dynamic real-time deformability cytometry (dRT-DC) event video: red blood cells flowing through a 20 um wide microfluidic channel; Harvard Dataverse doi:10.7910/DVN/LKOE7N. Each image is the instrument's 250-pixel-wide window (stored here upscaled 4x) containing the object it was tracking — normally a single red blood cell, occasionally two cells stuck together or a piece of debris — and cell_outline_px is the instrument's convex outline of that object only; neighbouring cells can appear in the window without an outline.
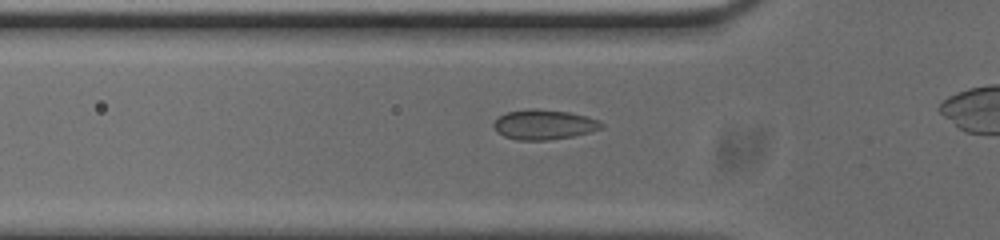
{"species": "common noctule bat (a hibernating species)", "species_latin": "Nyctalus noctula", "temperature_condition": "cold", "stored_images_in_passage": 34, "camera_frame_rate_fps": 3000, "um_per_image_px": 0.085, "animal": {"sex": "male", "body_mass_g": 20.0, "forearm_length_mm": 53.3}, "frame": {"image": 1, "passage_image": 9, "time_ms": 2.667, "image_size_px": [1000, 240], "cell_outline_px": [[604, 128], [592, 132], [572, 136], [548, 140], [516, 140], [504, 136], [496, 132], [492, 124], [500, 116], [508, 112], [528, 108], [536, 108], [568, 112], [588, 116], [600, 120], [604, 124]], "centroid_in_image_um": [46.27, 10.59], "position_along_channel_um": 79.5, "area_um2": 19.02}}
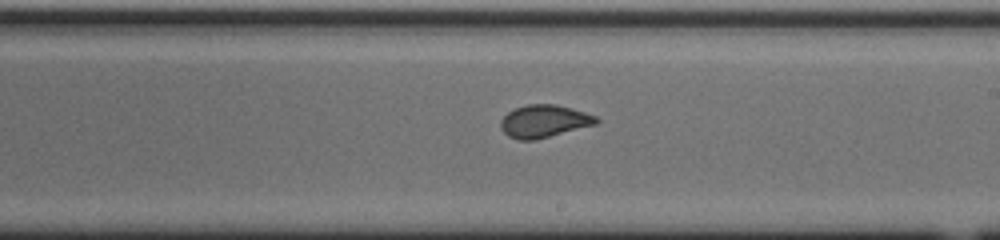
{"frame": {"image": 2, "passage_image": 22, "time_ms": 7.0, "image_size_px": [1000, 240], "cell_outline_px": [[600, 120], [596, 124], [536, 140], [516, 140], [508, 136], [500, 128], [500, 120], [508, 112], [516, 108], [528, 104], [556, 104], [584, 112], [596, 116]], "centroid_in_image_um": [46.22, 10.31], "position_along_channel_um": 242.8, "area_um2": 18.15}}
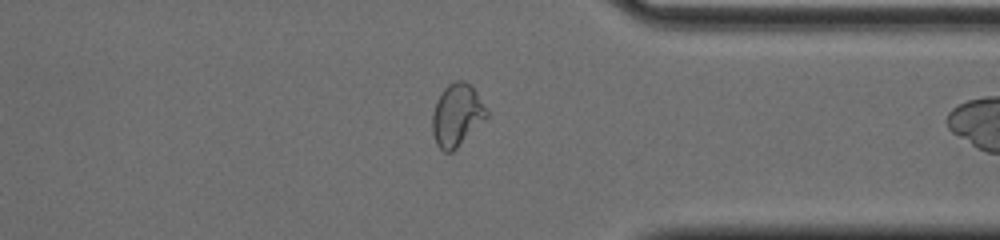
{"frame": {"image": 3, "passage_image": 33, "time_ms": 10.667, "image_size_px": [1000, 240], "cell_outline_px": [[488, 116], [452, 152], [444, 152], [436, 144], [432, 132], [432, 112], [436, 100], [440, 92], [448, 84], [456, 80], [464, 80], [472, 84], [488, 112]], "centroid_in_image_um": [38.81, 9.75], "position_along_channel_um": 372.6, "area_um2": 19.83}}